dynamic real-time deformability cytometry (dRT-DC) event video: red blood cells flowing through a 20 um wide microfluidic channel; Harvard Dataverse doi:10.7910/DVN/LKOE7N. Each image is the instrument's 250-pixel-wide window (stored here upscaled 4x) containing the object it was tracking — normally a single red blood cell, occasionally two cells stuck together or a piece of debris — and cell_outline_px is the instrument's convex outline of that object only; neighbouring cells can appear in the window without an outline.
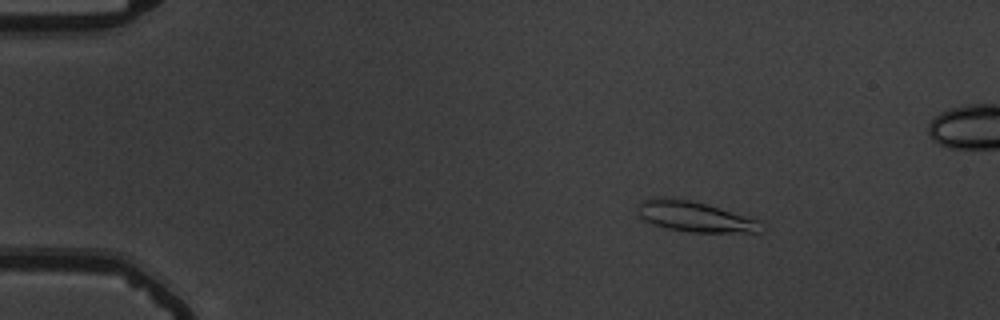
{"species": "common noctule bat (a hibernating species)", "species_latin": "Nyctalus noctula", "temperature_condition": "warm", "stored_images_in_passage": 55, "camera_frame_rate_fps": 3000, "um_per_image_px": 0.085, "animal": {"sex": "male", "body_mass_g": 19.5, "forearm_length_mm": 54.6}, "frame": {"image": 1, "passage_image": 8, "time_ms": 2.333, "image_size_px": [1000, 320], "cell_outline_px": [[764, 232], [688, 232], [668, 228], [652, 224], [644, 220], [640, 216], [636, 208], [640, 200], [652, 196], [664, 196], [692, 200], [760, 220], [764, 228]], "centroid_in_image_um": [59.01, 18.39], "position_along_channel_um": 26.0, "area_um2": 22.25}}
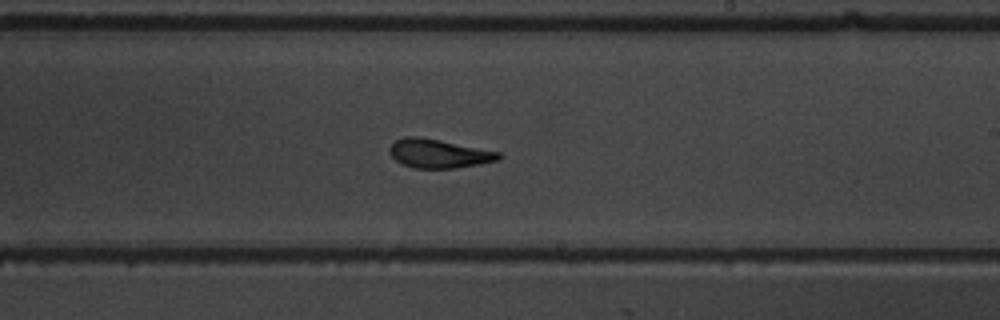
{"frame": {"image": 2, "passage_image": 33, "time_ms": 10.667, "image_size_px": [1000, 320], "cell_outline_px": [[504, 156], [500, 160], [480, 164], [456, 168], [412, 168], [396, 160], [392, 156], [388, 148], [396, 140], [404, 136], [420, 136], [500, 152]], "centroid_in_image_um": [37.32, 13.05], "position_along_channel_um": 251.7, "area_um2": 18.38}}
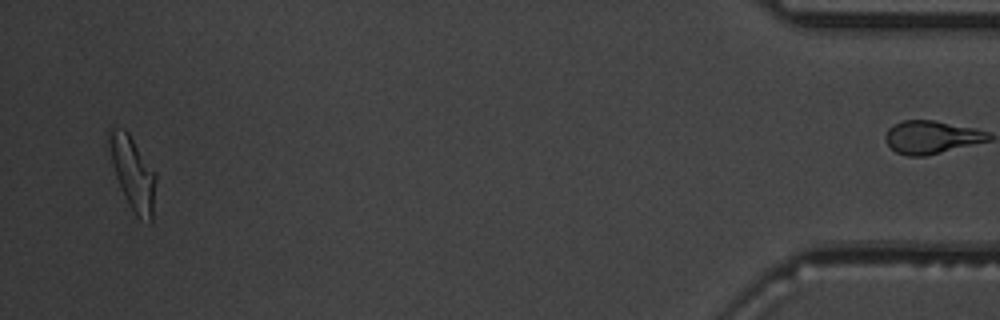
{"frame": {"image": 3, "passage_image": 53, "time_ms": 17.333, "image_size_px": [1000, 320], "cell_outline_px": [[156, 180], [152, 220], [136, 216], [128, 204], [124, 196], [116, 176], [104, 144], [108, 128], [124, 128], [128, 132], [156, 172]], "centroid_in_image_um": [11.22, 14.6], "position_along_channel_um": 424.0, "area_um2": 20.29}, "authors_computed_cell_mechanics": {"area_um2": 18.9584, "velocity_mm_per_s": 3.7174, "shape_relaxation_time_tau1_ms": 5.3981, "shape_relaxation_time_tau2_ms": 2.0494, "deformation_change_tau1": 0.1994, "deformation_change_tau2": 0.0868}}